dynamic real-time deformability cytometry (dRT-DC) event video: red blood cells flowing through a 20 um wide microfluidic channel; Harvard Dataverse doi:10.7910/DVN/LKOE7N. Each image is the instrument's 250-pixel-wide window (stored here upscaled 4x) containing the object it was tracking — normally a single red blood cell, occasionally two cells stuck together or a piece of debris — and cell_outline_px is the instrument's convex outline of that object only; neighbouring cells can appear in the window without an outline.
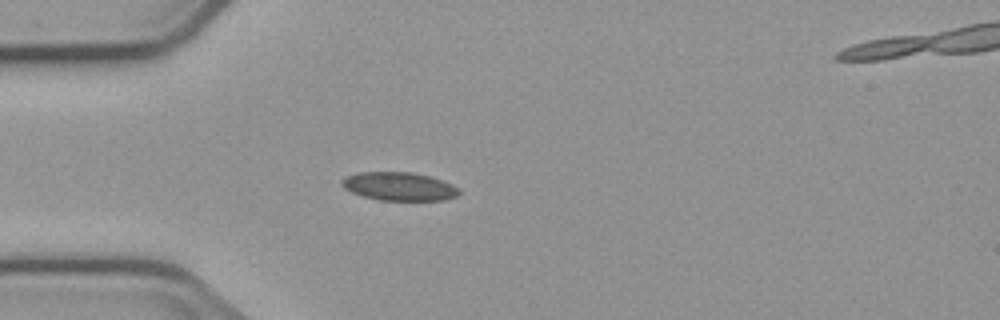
{"species": "common noctule bat (a hibernating species)", "species_latin": "Nyctalus noctula", "temperature_condition": "cold", "stored_images_in_passage": 3, "camera_frame_rate_fps": 3000, "um_per_image_px": 0.085, "animal": {"sex": "male", "body_mass_g": 23.1, "forearm_length_mm": 52.7}, "frame": {"image": 1, "passage_image": 2, "time_ms": 2.333, "image_size_px": [1000, 320], "cell_outline_px": [[460, 192], [456, 196], [444, 200], [380, 200], [364, 196], [352, 192], [344, 188], [340, 184], [340, 180], [344, 176], [360, 172], [412, 172], [428, 176], [452, 184], [460, 188]], "centroid_in_image_um": [33.9, 15.84], "position_along_channel_um": 51.1, "area_um2": 19.36}}